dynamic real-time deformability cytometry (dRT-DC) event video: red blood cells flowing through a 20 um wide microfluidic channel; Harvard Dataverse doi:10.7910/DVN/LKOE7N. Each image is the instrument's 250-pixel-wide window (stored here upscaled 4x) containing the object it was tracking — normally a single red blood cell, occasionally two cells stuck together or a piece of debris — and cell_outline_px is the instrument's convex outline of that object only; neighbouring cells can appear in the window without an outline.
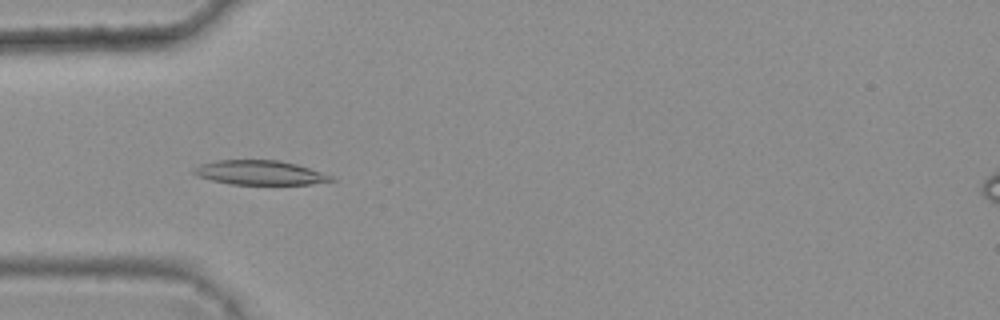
{"species": "common noctule bat (a hibernating species)", "species_latin": "Nyctalus noctula", "temperature_condition": "warm", "stored_images_in_passage": 36, "camera_frame_rate_fps": 3000, "um_per_image_px": 0.085, "animal": {"sex": "female", "body_mass_g": 25.1}, "frame": {"image": 1, "passage_image": 11, "time_ms": 3.333, "image_size_px": [1000, 320], "cell_outline_px": [[336, 180], [312, 184], [232, 184], [212, 180], [196, 176], [192, 172], [192, 168], [200, 164], [216, 160], [280, 160], [296, 164], [332, 176]], "centroid_in_image_um": [22.04, 14.67], "position_along_channel_um": 63.0, "area_um2": 19.42}}
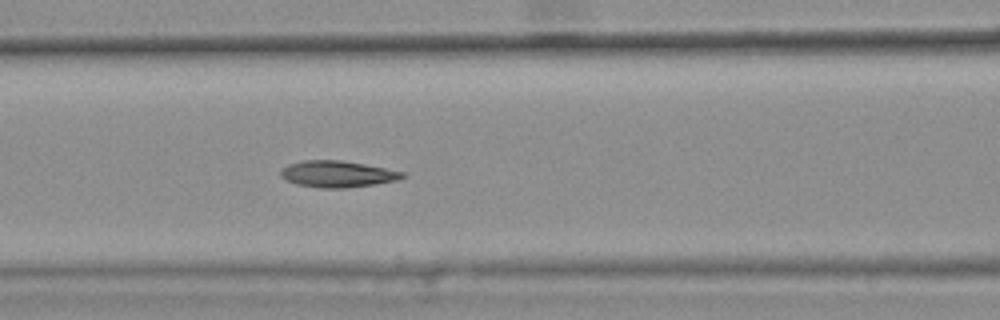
{"frame": {"image": 2, "passage_image": 17, "time_ms": 5.333, "image_size_px": [1000, 320], "cell_outline_px": [[408, 176], [400, 180], [376, 184], [348, 188], [320, 188], [296, 184], [280, 176], [280, 172], [288, 164], [304, 160], [340, 160], [364, 164], [404, 172]], "centroid_in_image_um": [28.73, 14.8], "position_along_channel_um": 137.9, "area_um2": 18.84}}
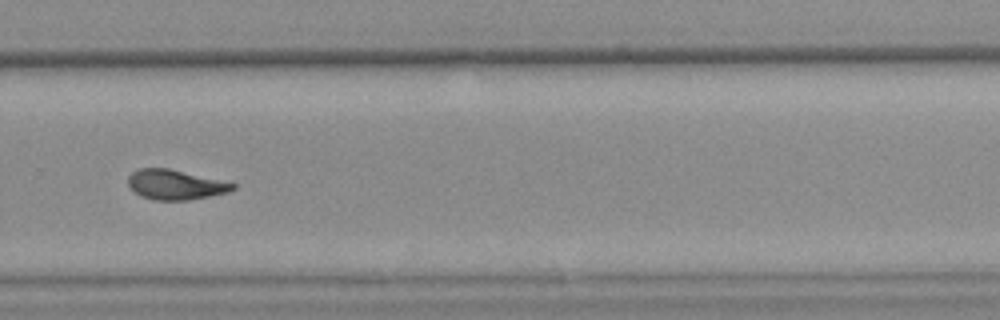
{"frame": {"image": 3, "passage_image": 31, "time_ms": 10.0, "image_size_px": [1000, 320], "cell_outline_px": [[236, 188], [228, 192], [188, 200], [156, 200], [140, 196], [128, 184], [128, 176], [132, 172], [140, 168], [168, 168], [236, 184]], "centroid_in_image_um": [14.88, 15.7], "position_along_channel_um": 314.9, "area_um2": 17.92}, "authors_computed_cell_mechanics": {"area_um2": 18.785, "velocity_mm_per_s": 3.8074, "shape_relaxation_time_tau1_ms": 7.7945, "shape_relaxation_time_tau2_ms": 5.119, "deformation_change_tau1": 0.2209, "deformation_change_tau2": 0.0682}}